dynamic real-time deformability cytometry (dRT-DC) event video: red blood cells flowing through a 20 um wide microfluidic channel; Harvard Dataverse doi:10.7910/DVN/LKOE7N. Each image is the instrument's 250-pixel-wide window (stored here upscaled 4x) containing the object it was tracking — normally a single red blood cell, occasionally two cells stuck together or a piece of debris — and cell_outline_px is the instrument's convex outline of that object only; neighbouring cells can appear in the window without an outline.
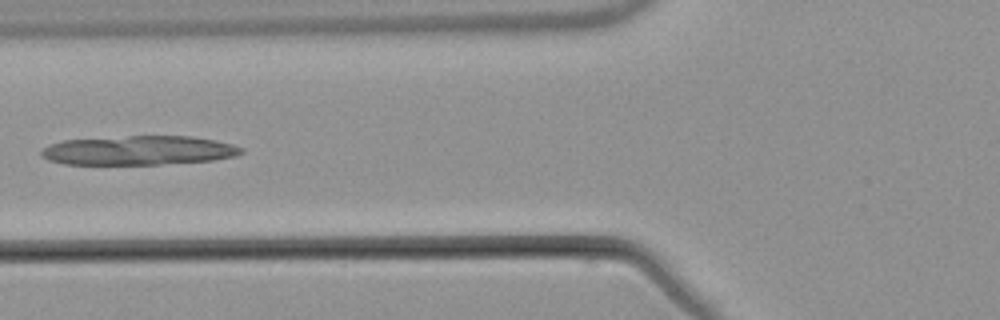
{"species": "common noctule bat (a hibernating species)", "species_latin": "Nyctalus noctula", "temperature_condition": "warm", "stored_images_in_passage": 5, "camera_frame_rate_fps": 3000, "um_per_image_px": 0.085, "animal": {"sex": "male", "body_mass_g": 21.5, "forearm_length_mm": 52.0}, "frame": {"image": 1, "passage_image": 5, "time_ms": 5.0, "image_size_px": [1000, 320], "cell_outline_px": [[244, 152], [236, 156], [212, 160], [160, 164], [64, 164], [48, 160], [40, 156], [40, 152], [48, 144], [64, 140], [128, 136], [192, 136], [232, 144], [244, 148]], "centroid_in_image_um": [11.77, 12.78], "position_along_channel_um": 114.0, "area_um2": 33.99}}